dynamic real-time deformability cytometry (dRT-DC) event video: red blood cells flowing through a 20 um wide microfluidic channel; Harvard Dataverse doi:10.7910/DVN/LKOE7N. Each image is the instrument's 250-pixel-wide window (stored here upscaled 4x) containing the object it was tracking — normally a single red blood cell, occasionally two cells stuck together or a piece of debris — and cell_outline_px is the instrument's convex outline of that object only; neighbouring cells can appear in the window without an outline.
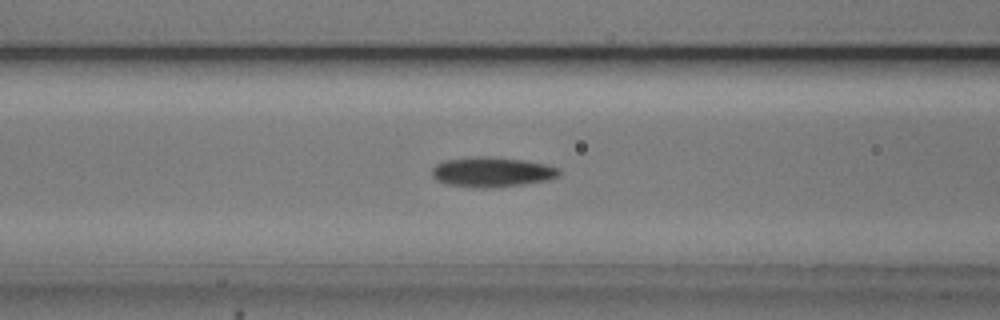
{"species": "common noctule bat (a hibernating species)", "species_latin": "Nyctalus noctula", "temperature_condition": "cold", "stored_images_in_passage": 48, "camera_frame_rate_fps": 3000, "um_per_image_px": 0.085, "animal": {"sex": "male", "body_mass_g": 20.5, "forearm_length_mm": 52.5}, "frame": {"image": 1, "passage_image": 16, "time_ms": 5.0, "image_size_px": [1000, 320], "cell_outline_px": [[560, 176], [548, 180], [524, 184], [488, 188], [484, 188], [448, 184], [436, 180], [432, 176], [432, 168], [436, 164], [444, 160], [468, 156], [492, 156], [524, 160], [548, 164], [560, 168]], "centroid_in_image_um": [41.84, 14.6], "position_along_channel_um": 124.8, "area_um2": 22.48}}
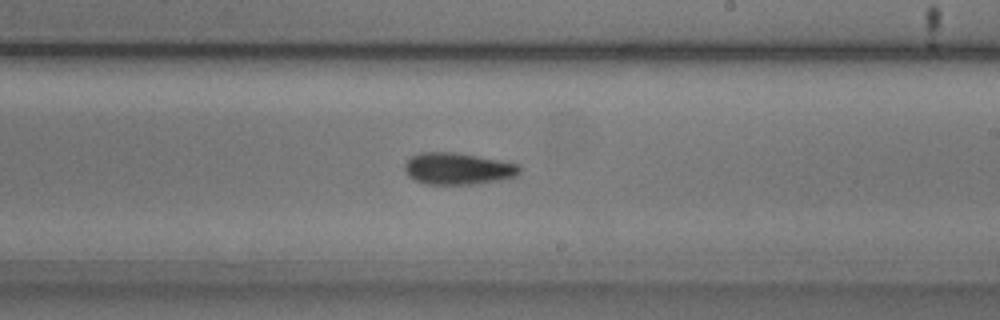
{"frame": {"image": 2, "passage_image": 26, "time_ms": 8.333, "image_size_px": [1000, 320], "cell_outline_px": [[520, 172], [516, 176], [500, 180], [472, 184], [428, 184], [416, 180], [408, 176], [404, 168], [404, 164], [412, 156], [420, 152], [456, 152], [500, 160], [520, 164]], "centroid_in_image_um": [38.93, 14.33], "position_along_channel_um": 250.1, "area_um2": 21.27}}
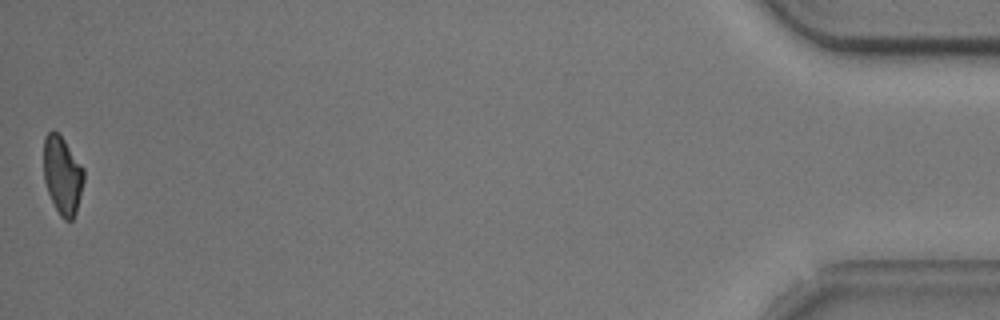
{"frame": {"image": 3, "passage_image": 48, "time_ms": 15.667, "image_size_px": [1000, 320], "cell_outline_px": [[84, 180], [76, 212], [72, 220], [64, 220], [60, 216], [48, 192], [44, 180], [44, 136], [52, 128], [64, 140], [84, 168]], "centroid_in_image_um": [5.3, 14.88], "position_along_channel_um": 429.9, "area_um2": 18.15}, "authors_computed_cell_mechanics": {"area_um2": 20.4901, "velocity_mm_per_s": 3.7633, "shape_relaxation_time_tau1_ms": 6.5642, "shape_relaxation_time_tau2_ms": 7.0092, "deformation_change_tau1": 0.1607, "deformation_change_tau2": 0.1473}}